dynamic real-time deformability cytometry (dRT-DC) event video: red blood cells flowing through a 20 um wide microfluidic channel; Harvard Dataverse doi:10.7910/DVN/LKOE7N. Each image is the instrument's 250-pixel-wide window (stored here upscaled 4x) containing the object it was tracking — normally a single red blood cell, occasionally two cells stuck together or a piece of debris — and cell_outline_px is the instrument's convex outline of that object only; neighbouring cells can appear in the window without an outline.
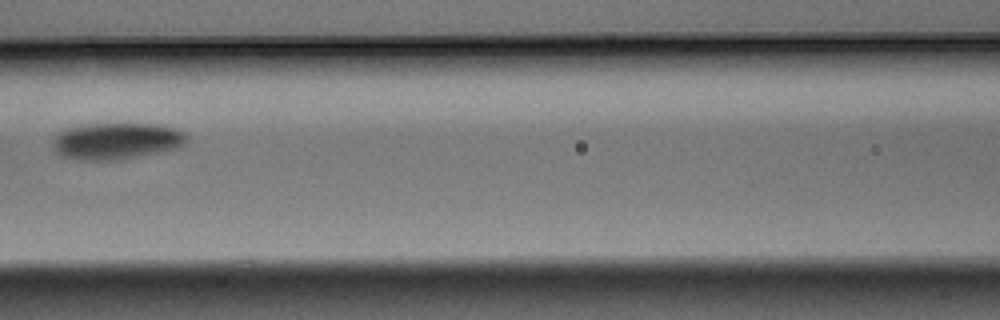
{"species": "Egyptian fruit bat (a non-hibernating species)", "species_latin": "Rousettus aegyptiacus", "temperature_condition": "warm", "stored_images_in_passage": 13, "camera_frame_rate_fps": 3000, "um_per_image_px": 0.085, "animal": {"sex": "male"}, "frame": {"image": 1, "passage_image": 6, "time_ms": 1.667, "image_size_px": [1000, 320], "cell_outline_px": [[184, 140], [180, 144], [172, 148], [116, 160], [84, 160], [64, 156], [56, 152], [52, 144], [56, 136], [60, 132], [72, 128], [104, 124], [140, 124], [172, 128], [180, 132], [184, 136]], "centroid_in_image_um": [9.78, 12.0], "position_along_channel_um": 156.8, "area_um2": 26.76}}
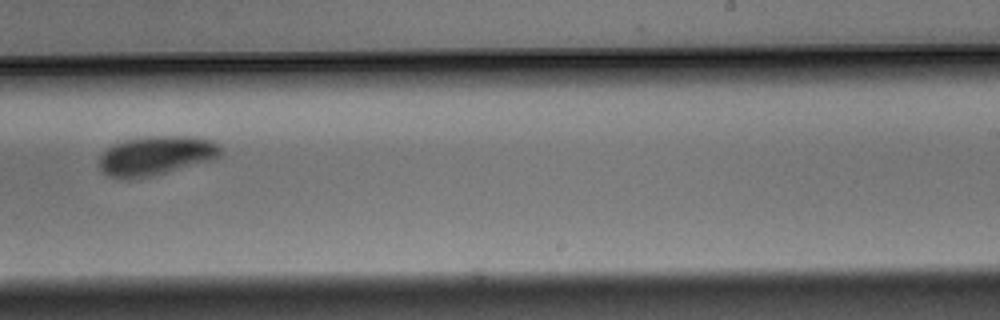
{"frame": {"image": 2, "passage_image": 9, "time_ms": 2.667, "image_size_px": [1000, 320], "cell_outline_px": [[220, 156], [212, 160], [152, 176], [128, 180], [108, 176], [100, 168], [100, 156], [108, 148], [116, 144], [132, 140], [204, 140], [216, 144], [220, 148]], "centroid_in_image_um": [13.17, 13.36], "position_along_channel_um": 275.8, "area_um2": 25.49}}
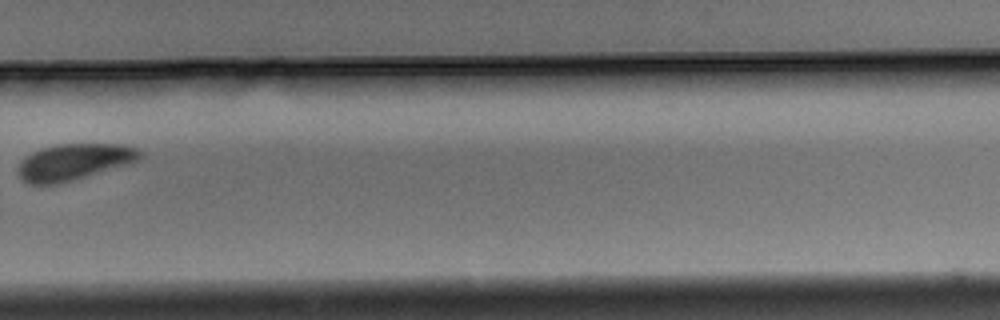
{"frame": {"image": 3, "passage_image": 10, "time_ms": 3.0, "image_size_px": [1000, 320], "cell_outline_px": [[140, 156], [136, 160], [124, 164], [72, 180], [52, 184], [32, 184], [24, 180], [20, 176], [20, 160], [32, 152], [44, 148], [64, 144], [116, 144], [136, 148], [140, 152]], "centroid_in_image_um": [6.24, 13.75], "position_along_channel_um": 323.6, "area_um2": 24.62}}